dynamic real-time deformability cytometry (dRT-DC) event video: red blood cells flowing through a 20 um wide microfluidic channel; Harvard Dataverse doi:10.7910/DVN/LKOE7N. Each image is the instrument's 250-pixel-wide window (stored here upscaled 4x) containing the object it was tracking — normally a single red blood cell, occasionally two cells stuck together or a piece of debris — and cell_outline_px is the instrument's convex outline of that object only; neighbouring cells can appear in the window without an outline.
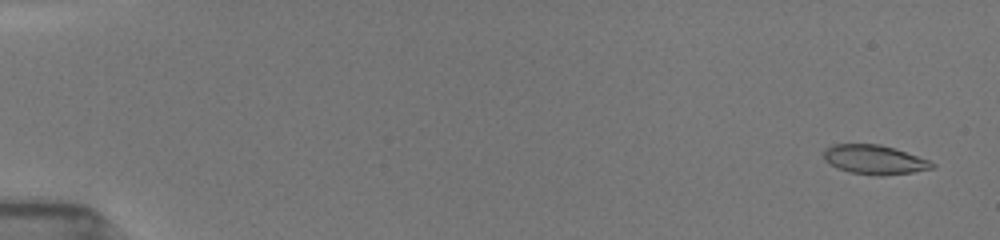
{"species": "common noctule bat (a hibernating species)", "species_latin": "Nyctalus noctula", "temperature_condition": "room temperature", "stored_images_in_passage": 7, "camera_frame_rate_fps": 3000, "um_per_image_px": 0.085, "animal": {"sex": "female", "body_mass_g": 19.5, "forearm_length_mm": 54.1}, "frame": {"image": 1, "passage_image": 6, "time_ms": 0.667, "image_size_px": [1000, 240], "cell_outline_px": [[936, 164], [932, 168], [912, 172], [884, 176], [876, 176], [848, 172], [836, 168], [828, 164], [824, 160], [824, 148], [832, 144], [880, 144], [928, 160]], "centroid_in_image_um": [74.25, 13.58], "position_along_channel_um": 10.8, "area_um2": 18.5}}